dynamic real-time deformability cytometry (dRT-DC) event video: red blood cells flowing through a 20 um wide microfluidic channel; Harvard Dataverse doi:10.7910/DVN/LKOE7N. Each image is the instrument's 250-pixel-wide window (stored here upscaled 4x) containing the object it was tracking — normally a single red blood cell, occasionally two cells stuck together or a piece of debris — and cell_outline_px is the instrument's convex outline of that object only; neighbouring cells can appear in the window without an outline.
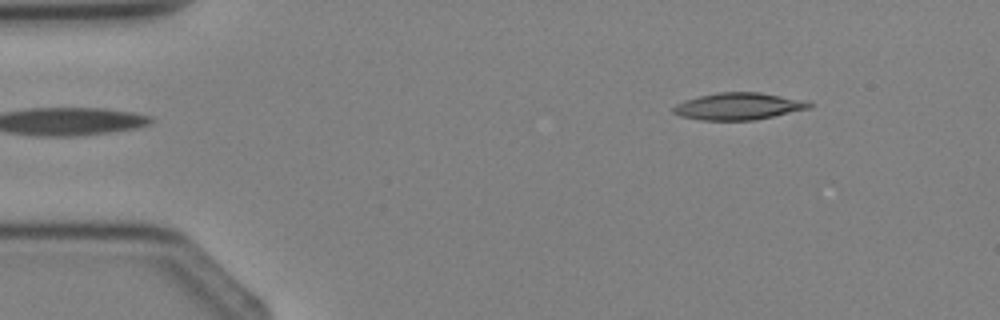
{"species": "Egyptian fruit bat (a non-hibernating species)", "species_latin": "Rousettus aegyptiacus", "temperature_condition": "cold", "stored_images_in_passage": 3, "camera_frame_rate_fps": 3000, "um_per_image_px": 0.085, "animal": {"sex": "female"}, "frame": {"image": 1, "passage_image": 1, "time_ms": 0.0, "image_size_px": [1000, 320], "cell_outline_px": [[812, 108], [756, 120], [700, 120], [680, 116], [672, 112], [672, 108], [676, 104], [700, 96], [720, 92], [760, 92], [804, 100], [812, 104]], "centroid_in_image_um": [62.8, 9.04], "position_along_channel_um": 22.2, "area_um2": 21.33}}
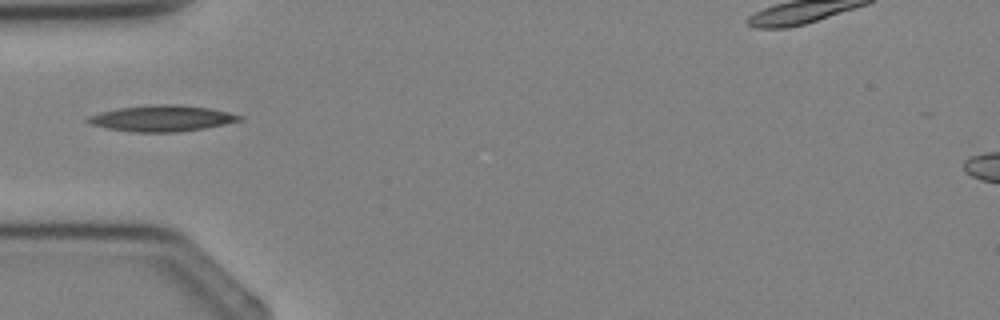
{"frame": {"image": 2, "passage_image": 3, "time_ms": 2.333, "image_size_px": [1000, 320], "cell_outline_px": [[244, 120], [204, 128], [176, 132], [132, 132], [108, 128], [92, 124], [84, 120], [88, 116], [100, 112], [120, 108], [152, 104], [180, 104], [212, 108], [244, 116]], "centroid_in_image_um": [13.8, 10.05], "position_along_channel_um": 71.2, "area_um2": 23.12}}